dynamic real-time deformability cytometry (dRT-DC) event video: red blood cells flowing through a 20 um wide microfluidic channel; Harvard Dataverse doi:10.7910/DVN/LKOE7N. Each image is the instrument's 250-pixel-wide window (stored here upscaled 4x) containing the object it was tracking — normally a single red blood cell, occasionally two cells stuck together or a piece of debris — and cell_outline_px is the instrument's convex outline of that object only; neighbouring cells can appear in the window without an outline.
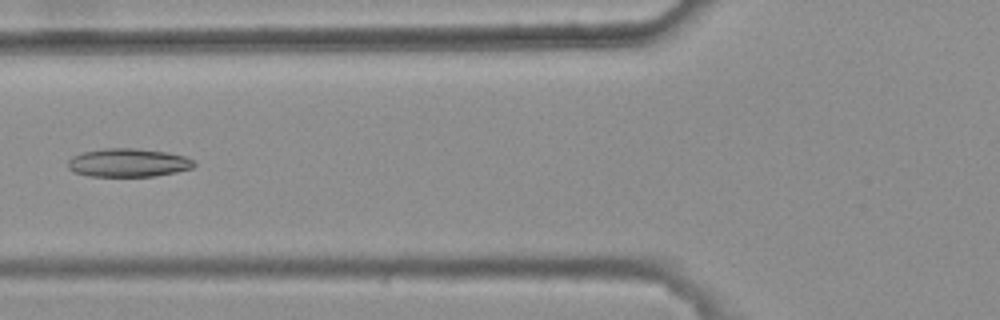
{"species": "common noctule bat (a hibernating species)", "species_latin": "Nyctalus noctula", "temperature_condition": "warm", "stored_images_in_passage": 6, "camera_frame_rate_fps": 3000, "um_per_image_px": 0.085, "animal": {"sex": "female", "body_mass_g": 25.1}, "frame": {"image": 1, "passage_image": 5, "time_ms": 1.333, "image_size_px": [1000, 320], "cell_outline_px": [[196, 164], [192, 168], [176, 172], [152, 176], [88, 176], [72, 172], [68, 168], [68, 160], [72, 156], [80, 152], [104, 148], [136, 148], [168, 152], [184, 156], [192, 160]], "centroid_in_image_um": [10.85, 13.82], "position_along_channel_um": 114.9, "area_um2": 21.04}}
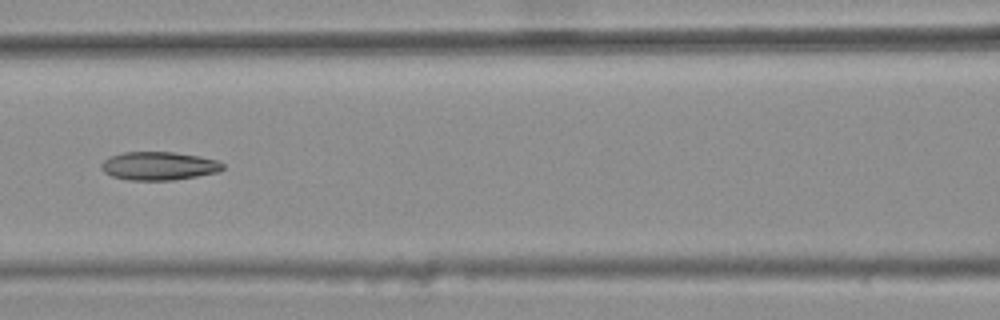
{"frame": {"image": 2, "passage_image": 6, "time_ms": 1.667, "image_size_px": [1000, 320], "cell_outline_px": [[224, 168], [220, 172], [172, 180], [128, 180], [112, 176], [104, 172], [100, 168], [100, 164], [108, 156], [124, 152], [172, 152], [200, 156], [216, 160], [224, 164]], "centroid_in_image_um": [13.48, 14.1], "position_along_channel_um": 153.1, "area_um2": 20.17}}